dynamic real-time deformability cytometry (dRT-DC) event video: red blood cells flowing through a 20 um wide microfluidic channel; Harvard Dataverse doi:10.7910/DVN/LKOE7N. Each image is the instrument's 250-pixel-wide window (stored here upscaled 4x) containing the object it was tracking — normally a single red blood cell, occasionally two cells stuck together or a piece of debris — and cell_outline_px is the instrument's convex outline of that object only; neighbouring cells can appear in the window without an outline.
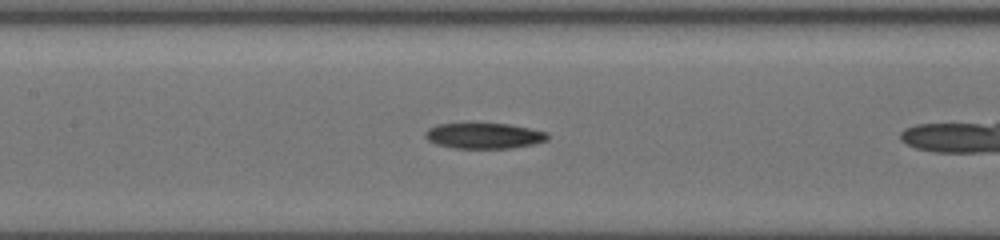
{"species": "common noctule bat (a hibernating species)", "species_latin": "Nyctalus noctula", "temperature_condition": "cold", "stored_images_in_passage": 30, "camera_frame_rate_fps": 3000, "um_per_image_px": 0.085, "animal": {"sex": "female", "body_mass_g": 19.5, "forearm_length_mm": 54.1}, "frame": {"image": 1, "passage_image": 10, "time_ms": 3.0, "image_size_px": [1000, 240], "cell_outline_px": [[548, 140], [532, 144], [512, 148], [456, 148], [436, 144], [428, 140], [424, 136], [424, 132], [428, 128], [436, 124], [472, 120], [508, 124], [548, 132]], "centroid_in_image_um": [41.07, 11.48], "position_along_channel_um": 166.3, "area_um2": 19.19}}
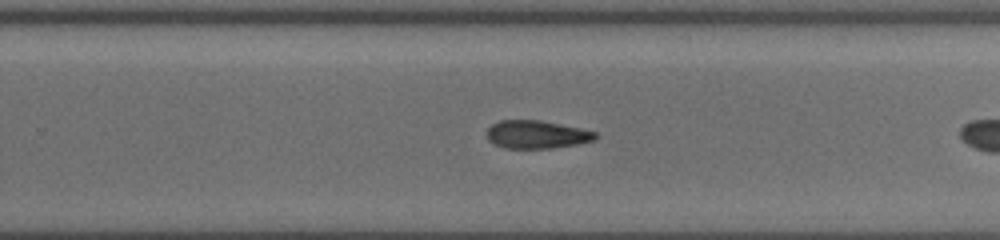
{"frame": {"image": 2, "passage_image": 20, "time_ms": 6.0, "image_size_px": [1000, 240], "cell_outline_px": [[596, 140], [576, 144], [552, 148], [504, 148], [488, 140], [488, 128], [492, 124], [500, 120], [540, 120], [580, 128], [596, 132]], "centroid_in_image_um": [45.62, 11.43], "position_along_channel_um": 284.2, "area_um2": 17.57}}
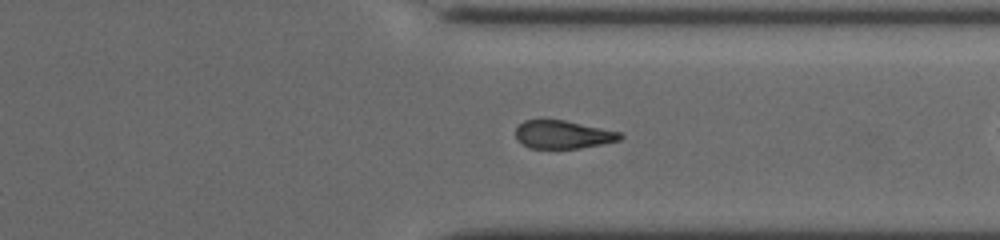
{"frame": {"image": 3, "passage_image": 27, "time_ms": 8.0, "image_size_px": [1000, 240], "cell_outline_px": [[624, 136], [620, 140], [580, 148], [528, 148], [516, 140], [516, 128], [524, 120], [564, 120], [620, 132]], "centroid_in_image_um": [47.82, 11.44], "position_along_channel_um": 363.6, "area_um2": 16.99}}